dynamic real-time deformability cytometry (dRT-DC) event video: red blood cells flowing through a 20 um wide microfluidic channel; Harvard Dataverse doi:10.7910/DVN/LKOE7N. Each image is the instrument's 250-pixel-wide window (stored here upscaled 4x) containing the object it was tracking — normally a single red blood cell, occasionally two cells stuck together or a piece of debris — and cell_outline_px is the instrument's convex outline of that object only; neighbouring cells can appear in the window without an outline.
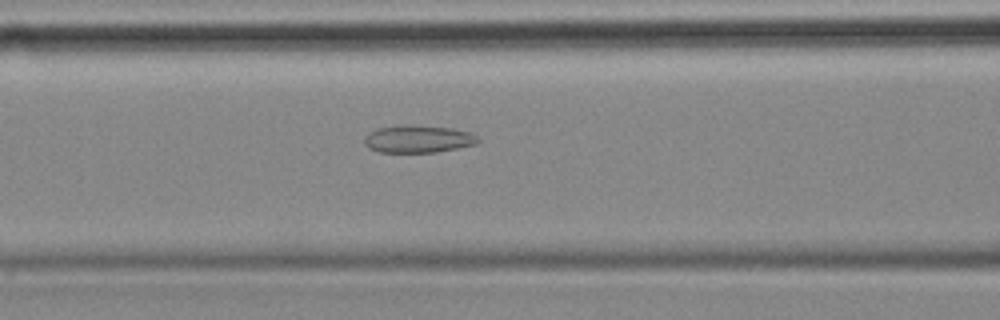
{"species": "common noctule bat (a hibernating species)", "species_latin": "Nyctalus noctula", "temperature_condition": "cold", "stored_images_in_passage": 37, "camera_frame_rate_fps": 3000, "um_per_image_px": 0.085, "animal": {"sex": "female", "body_mass_g": 18.4}, "frame": {"image": 1, "passage_image": 9, "time_ms": 2.667, "image_size_px": [1000, 320], "cell_outline_px": [[480, 140], [476, 144], [436, 152], [380, 152], [368, 148], [364, 144], [364, 136], [368, 132], [376, 128], [400, 124], [412, 124], [452, 128], [468, 132], [476, 136]], "centroid_in_image_um": [35.47, 11.79], "position_along_channel_um": 131.1, "area_um2": 18.44}}
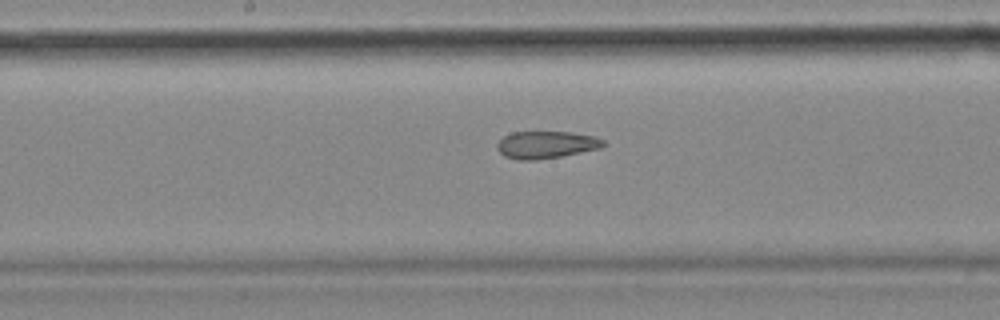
{"frame": {"image": 2, "passage_image": 15, "time_ms": 4.667, "image_size_px": [1000, 320], "cell_outline_px": [[604, 144], [600, 148], [560, 156], [536, 160], [520, 160], [504, 156], [496, 148], [496, 144], [504, 136], [512, 132], [572, 132], [596, 136], [604, 140]], "centroid_in_image_um": [46.41, 12.29], "position_along_channel_um": 201.8, "area_um2": 16.82}}
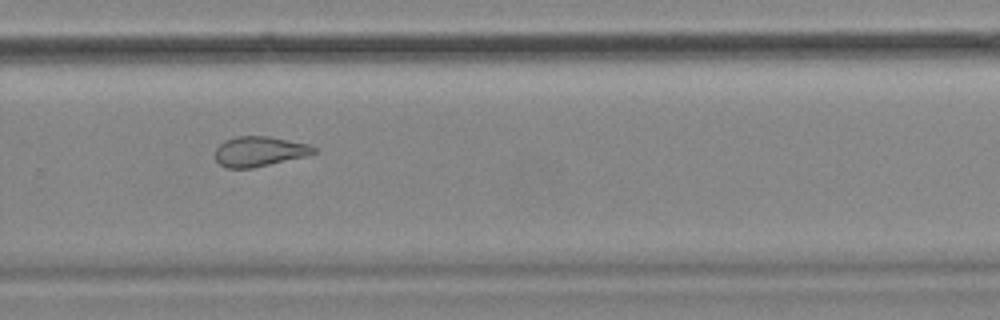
{"frame": {"image": 3, "passage_image": 24, "time_ms": 7.667, "image_size_px": [1000, 320], "cell_outline_px": [[316, 152], [308, 156], [252, 168], [224, 168], [216, 160], [216, 148], [224, 140], [236, 136], [268, 136], [308, 144], [316, 148]], "centroid_in_image_um": [22.05, 12.87], "position_along_channel_um": 307.8, "area_um2": 17.28}, "authors_computed_cell_mechanics": {"area_um2": 18.0336, "velocity_mm_per_s": 3.5465, "shape_relaxation_time_tau1_ms": null, "shape_relaxation_time_tau2_ms": 4.6332, "deformation_change_tau1": null, "deformation_change_tau2": 0.1352}}